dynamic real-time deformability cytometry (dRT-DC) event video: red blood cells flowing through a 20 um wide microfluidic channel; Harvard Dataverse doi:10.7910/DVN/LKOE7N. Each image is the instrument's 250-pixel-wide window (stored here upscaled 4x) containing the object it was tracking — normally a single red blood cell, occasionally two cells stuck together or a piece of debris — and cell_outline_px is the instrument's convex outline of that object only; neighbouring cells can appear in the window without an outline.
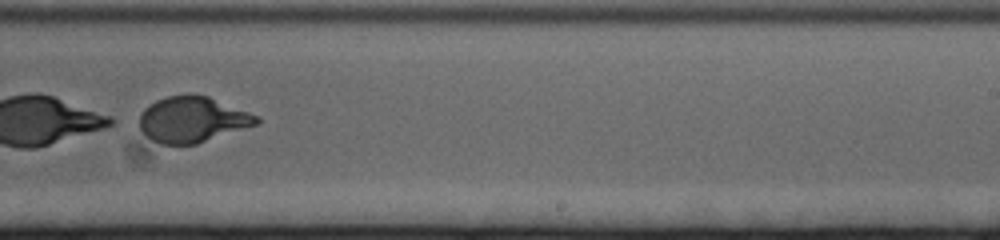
{"species": "human", "species_latin": "Homo sapiens", "temperature_condition": "cold", "stored_images_in_passage": 41, "camera_frame_rate_fps": 3000, "um_per_image_px": 0.085, "donor": {"sex": "female"}, "frame": {"image": 1, "passage_image": 20, "time_ms": 6.333, "image_size_px": [1000, 240], "cell_outline_px": [[260, 120], [256, 124], [196, 144], [160, 144], [152, 140], [140, 128], [140, 116], [144, 108], [156, 100], [168, 96], [192, 92], [208, 96], [260, 116]], "centroid_in_image_um": [16.35, 10.13], "position_along_channel_um": 272.6, "area_um2": 31.15}}